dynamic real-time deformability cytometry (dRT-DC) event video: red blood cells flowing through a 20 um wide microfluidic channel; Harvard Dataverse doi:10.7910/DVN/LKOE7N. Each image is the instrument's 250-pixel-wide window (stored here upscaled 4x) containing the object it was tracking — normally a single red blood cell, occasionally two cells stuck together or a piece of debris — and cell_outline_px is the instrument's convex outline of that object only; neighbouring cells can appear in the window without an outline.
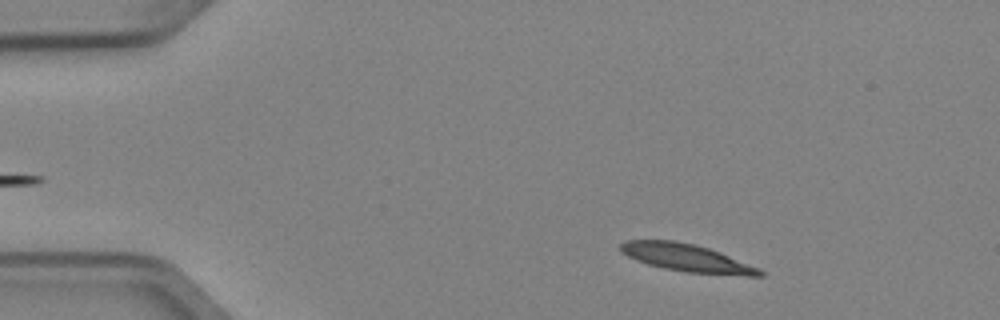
{"species": "Egyptian fruit bat (a non-hibernating species)", "species_latin": "Rousettus aegyptiacus", "temperature_condition": "cold", "stored_images_in_passage": 49, "camera_frame_rate_fps": 3000, "um_per_image_px": 0.085, "animal": {"sex": "female"}, "frame": {"image": 1, "passage_image": 5, "time_ms": 1.333, "image_size_px": [1000, 320], "cell_outline_px": [[764, 276], [744, 276], [688, 272], [664, 268], [648, 264], [636, 260], [620, 252], [620, 244], [624, 240], [676, 240], [708, 248], [720, 252], [760, 268], [764, 272]], "centroid_in_image_um": [58.38, 21.92], "position_along_channel_um": 26.6, "area_um2": 22.43}}
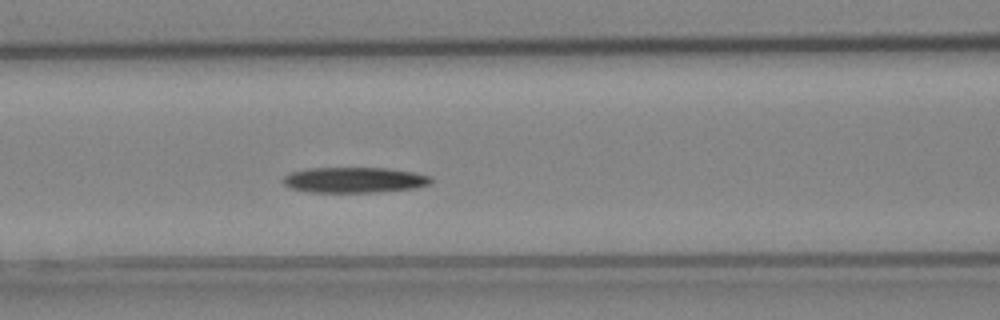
{"frame": {"image": 2, "passage_image": 19, "time_ms": 6.0, "image_size_px": [1000, 320], "cell_outline_px": [[432, 184], [416, 188], [376, 192], [308, 192], [288, 188], [280, 180], [284, 176], [292, 172], [308, 168], [388, 168], [412, 172], [432, 176]], "centroid_in_image_um": [30.11, 15.3], "position_along_channel_um": 136.5, "area_um2": 22.25}}
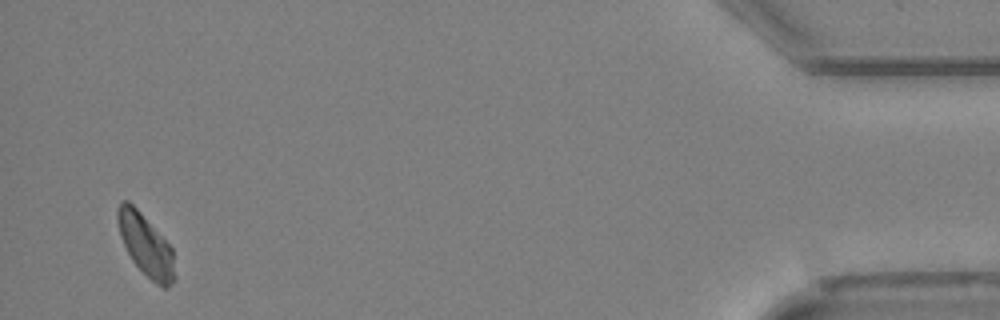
{"frame": {"image": 3, "passage_image": 47, "time_ms": 15.333, "image_size_px": [1000, 320], "cell_outline_px": [[176, 280], [168, 288], [164, 288], [156, 284], [132, 260], [120, 236], [116, 220], [116, 212], [120, 200], [128, 200], [140, 212], [172, 248], [176, 276]], "centroid_in_image_um": [12.39, 20.84], "position_along_channel_um": 422.8, "area_um2": 20.4}}